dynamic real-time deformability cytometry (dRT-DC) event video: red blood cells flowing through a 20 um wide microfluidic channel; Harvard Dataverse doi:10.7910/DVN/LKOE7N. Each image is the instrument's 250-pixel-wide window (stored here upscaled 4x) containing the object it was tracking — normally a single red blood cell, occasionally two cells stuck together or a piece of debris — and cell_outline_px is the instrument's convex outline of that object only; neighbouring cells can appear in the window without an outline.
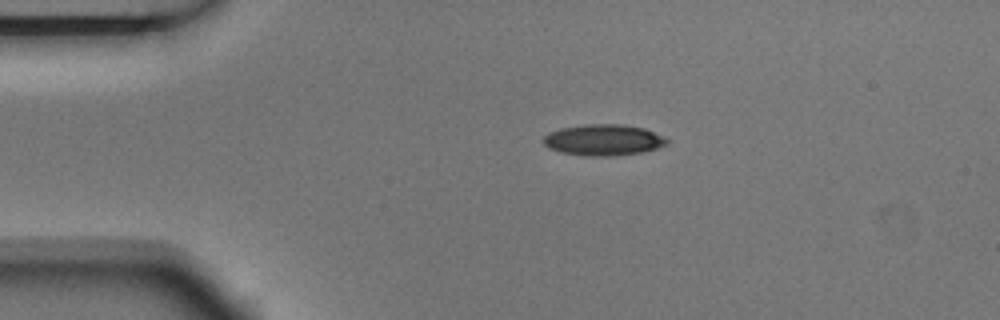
{"species": "Egyptian fruit bat (a non-hibernating species)", "species_latin": "Rousettus aegyptiacus", "temperature_condition": "room temperature", "stored_images_in_passage": 3, "camera_frame_rate_fps": 3000, "um_per_image_px": 0.085, "animal": {"sex": "male"}, "frame": {"image": 1, "passage_image": 2, "time_ms": 0.333, "image_size_px": [1000, 320], "cell_outline_px": [[668, 144], [644, 152], [612, 156], [588, 156], [560, 152], [548, 148], [544, 144], [544, 136], [548, 132], [560, 128], [584, 124], [624, 124], [644, 128], [664, 136], [668, 140]], "centroid_in_image_um": [51.29, 11.89], "position_along_channel_um": 33.7, "area_um2": 22.6}}